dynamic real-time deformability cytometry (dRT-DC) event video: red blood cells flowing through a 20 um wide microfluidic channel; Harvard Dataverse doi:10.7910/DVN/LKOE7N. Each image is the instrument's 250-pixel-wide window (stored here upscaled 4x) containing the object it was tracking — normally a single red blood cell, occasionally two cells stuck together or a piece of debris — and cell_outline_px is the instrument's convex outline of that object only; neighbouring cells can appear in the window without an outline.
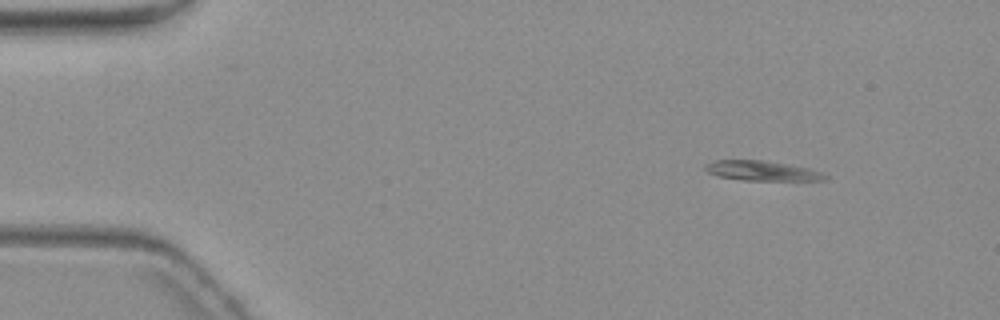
{"species": "common noctule bat (a hibernating species)", "species_latin": "Nyctalus noctula", "temperature_condition": "warm", "stored_images_in_passage": 3, "camera_frame_rate_fps": 3000, "um_per_image_px": 0.085, "animal": {"sex": "female", "body_mass_g": 19.3, "forearm_length_mm": 54.1}, "frame": {"image": 1, "passage_image": 1, "time_ms": 0.0, "image_size_px": [1000, 320], "cell_outline_px": [[828, 180], [744, 180], [716, 176], [708, 172], [704, 168], [704, 164], [712, 160], [764, 160], [808, 168], [820, 172], [828, 176]], "centroid_in_image_um": [64.71, 14.51], "position_along_channel_um": 20.3, "area_um2": 13.81}}